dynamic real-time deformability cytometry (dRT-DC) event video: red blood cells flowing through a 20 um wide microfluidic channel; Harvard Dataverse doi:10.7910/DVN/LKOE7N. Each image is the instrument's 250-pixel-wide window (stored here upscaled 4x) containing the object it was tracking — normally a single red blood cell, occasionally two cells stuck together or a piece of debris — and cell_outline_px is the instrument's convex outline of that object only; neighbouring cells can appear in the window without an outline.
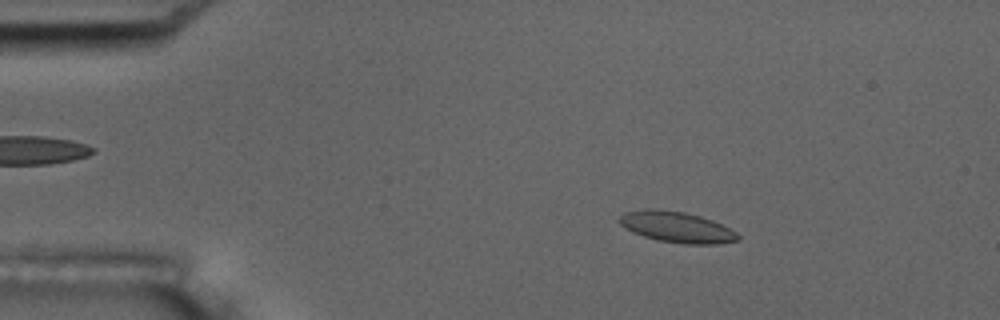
{"species": "common noctule bat (a hibernating species)", "species_latin": "Nyctalus noctula", "temperature_condition": "room temperature", "stored_images_in_passage": 4, "camera_frame_rate_fps": 3000, "um_per_image_px": 0.085, "animal": {"sex": "male", "body_mass_g": 17.5, "forearm_length_mm": 52.3}, "frame": {"image": 1, "passage_image": 2, "time_ms": 1.333, "image_size_px": [1000, 320], "cell_outline_px": [[740, 240], [716, 244], [684, 244], [656, 240], [632, 232], [620, 224], [616, 220], [624, 212], [644, 208], [656, 208], [684, 212], [700, 216], [712, 220], [736, 232], [740, 236]], "centroid_in_image_um": [57.48, 19.29], "position_along_channel_um": 27.5, "area_um2": 21.5}}